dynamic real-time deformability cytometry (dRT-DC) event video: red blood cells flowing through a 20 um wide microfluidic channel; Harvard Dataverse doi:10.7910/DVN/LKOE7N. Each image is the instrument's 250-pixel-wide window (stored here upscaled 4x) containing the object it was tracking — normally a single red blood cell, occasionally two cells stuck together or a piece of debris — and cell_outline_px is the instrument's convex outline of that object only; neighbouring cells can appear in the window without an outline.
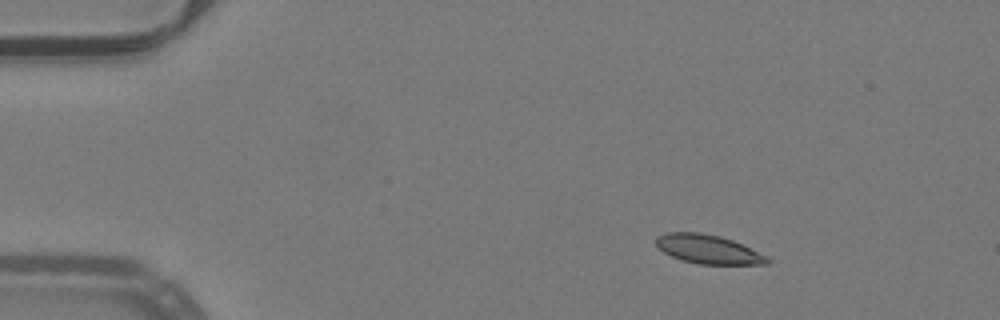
{"species": "common noctule bat (a hibernating species)", "species_latin": "Nyctalus noctula", "temperature_condition": "warm", "stored_images_in_passage": 45, "camera_frame_rate_fps": 3000, "um_per_image_px": 0.085, "animal": {"sex": "male", "body_mass_g": 19.2, "forearm_length_mm": 51.8}, "frame": {"image": 1, "passage_image": 1, "time_ms": 0.0, "image_size_px": [1000, 320], "cell_outline_px": [[772, 260], [768, 264], [700, 264], [684, 260], [672, 256], [664, 252], [656, 244], [656, 236], [668, 232], [700, 232], [720, 236], [732, 240]], "centroid_in_image_um": [60.15, 21.18], "position_along_channel_um": 24.8, "area_um2": 18.32}}
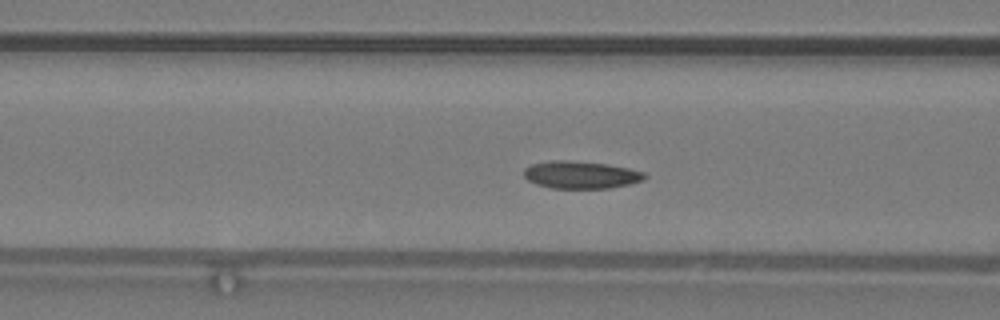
{"frame": {"image": 2, "passage_image": 14, "time_ms": 4.333, "image_size_px": [1000, 320], "cell_outline_px": [[648, 176], [644, 180], [628, 184], [608, 188], [552, 188], [536, 184], [528, 180], [524, 176], [524, 168], [532, 164], [552, 160], [568, 160], [604, 164], [628, 168], [644, 172]], "centroid_in_image_um": [49.36, 14.86], "position_along_channel_um": 117.2, "area_um2": 19.19}}
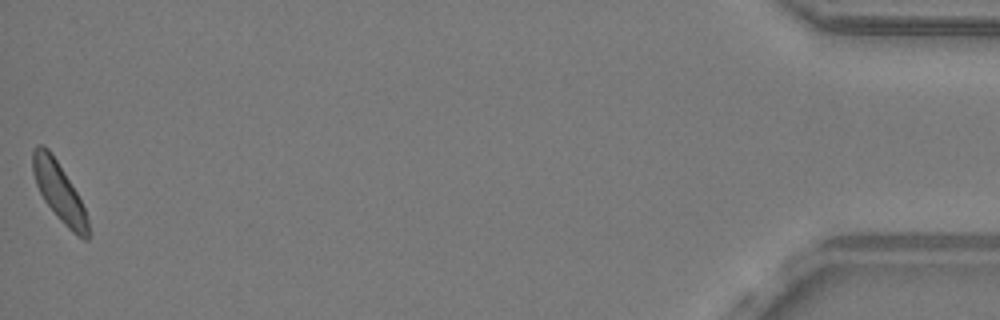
{"frame": {"image": 3, "passage_image": 45, "time_ms": 14.667, "image_size_px": [1000, 320], "cell_outline_px": [[92, 232], [88, 240], [84, 240], [72, 232], [60, 220], [44, 200], [36, 184], [32, 172], [32, 148], [36, 144], [44, 144], [48, 148], [64, 172], [76, 192], [84, 208]], "centroid_in_image_um": [5.03, 16.31], "position_along_channel_um": 430.2, "area_um2": 19.02}, "authors_computed_cell_mechanics": {"area_um2": 19.0162, "velocity_mm_per_s": 3.9651, "shape_relaxation_time_tau1_ms": 2.6161, "shape_relaxation_time_tau2_ms": 8.8929, "deformation_change_tau1": 0.0875, "deformation_change_tau2": 0.1567}}